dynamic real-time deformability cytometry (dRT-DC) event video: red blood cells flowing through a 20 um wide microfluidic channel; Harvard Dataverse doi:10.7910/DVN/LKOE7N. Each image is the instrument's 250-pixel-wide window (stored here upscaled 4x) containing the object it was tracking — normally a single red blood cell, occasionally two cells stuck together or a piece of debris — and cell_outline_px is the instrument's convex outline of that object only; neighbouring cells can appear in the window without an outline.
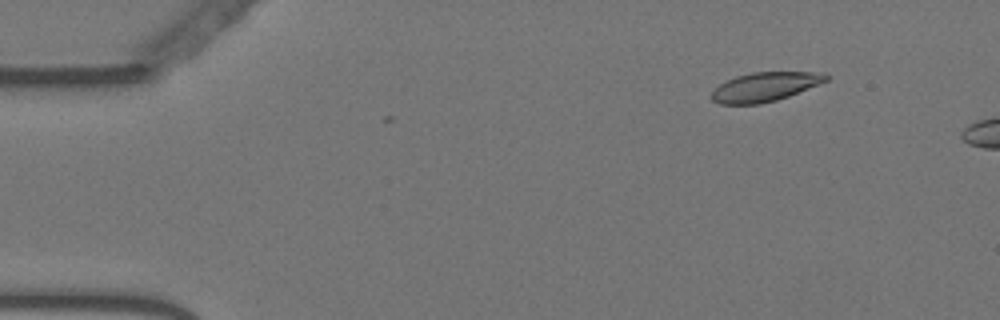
{"species": "Egyptian fruit bat (a non-hibernating species)", "species_latin": "Rousettus aegyptiacus", "temperature_condition": "warm", "stored_images_in_passage": 4, "camera_frame_rate_fps": 3000, "um_per_image_px": 0.085, "animal": {"sex": "female"}, "frame": {"image": 1, "passage_image": 2, "time_ms": 0.333, "image_size_px": [1000, 320], "cell_outline_px": [[832, 76], [828, 80], [788, 96], [776, 100], [760, 104], [720, 104], [712, 100], [712, 92], [720, 84], [736, 76], [752, 72], [824, 72]], "centroid_in_image_um": [65.05, 7.37], "position_along_channel_um": 20.0, "area_um2": 19.31}}